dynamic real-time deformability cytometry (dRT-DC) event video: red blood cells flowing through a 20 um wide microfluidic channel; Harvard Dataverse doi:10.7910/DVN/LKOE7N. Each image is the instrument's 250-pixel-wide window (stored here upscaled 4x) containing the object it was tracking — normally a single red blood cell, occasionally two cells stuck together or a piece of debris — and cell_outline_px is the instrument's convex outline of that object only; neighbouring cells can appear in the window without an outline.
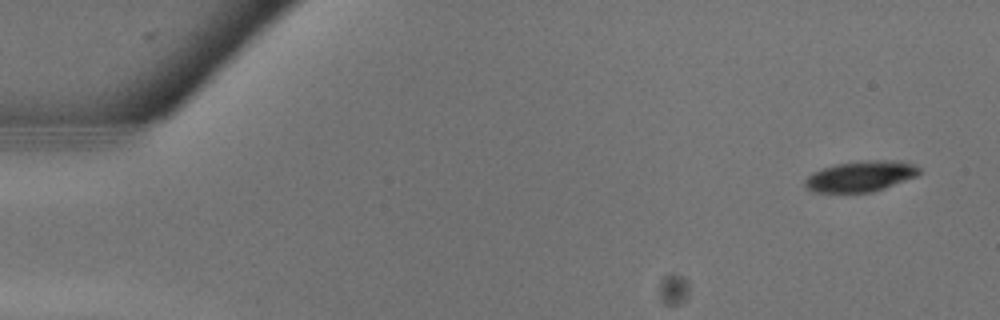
{"species": "common noctule bat (a hibernating species)", "species_latin": "Nyctalus noctula", "temperature_condition": "warm", "stored_images_in_passage": 11, "camera_frame_rate_fps": 3000, "um_per_image_px": 0.085, "animal": {"sex": "male", "body_mass_g": 13.3}, "frame": {"image": 1, "passage_image": 2, "time_ms": 0.333, "image_size_px": [1000, 320], "cell_outline_px": [[920, 172], [916, 176], [884, 188], [872, 192], [816, 192], [804, 188], [804, 180], [812, 172], [836, 164], [868, 160], [900, 160], [912, 164], [920, 168]], "centroid_in_image_um": [73.14, 14.98], "position_along_channel_um": 11.9, "area_um2": 20.35}}
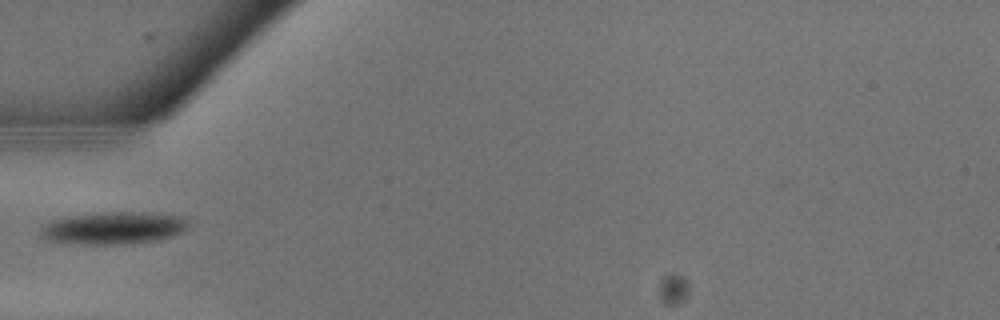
{"frame": {"image": 2, "passage_image": 10, "time_ms": 3.0, "image_size_px": [1000, 320], "cell_outline_px": [[188, 224], [180, 232], [172, 236], [156, 240], [132, 244], [68, 244], [48, 240], [40, 236], [40, 228], [52, 220], [68, 216], [96, 212], [148, 212], [184, 216], [188, 220]], "centroid_in_image_um": [9.61, 19.38], "position_along_channel_um": 75.4, "area_um2": 28.21}}